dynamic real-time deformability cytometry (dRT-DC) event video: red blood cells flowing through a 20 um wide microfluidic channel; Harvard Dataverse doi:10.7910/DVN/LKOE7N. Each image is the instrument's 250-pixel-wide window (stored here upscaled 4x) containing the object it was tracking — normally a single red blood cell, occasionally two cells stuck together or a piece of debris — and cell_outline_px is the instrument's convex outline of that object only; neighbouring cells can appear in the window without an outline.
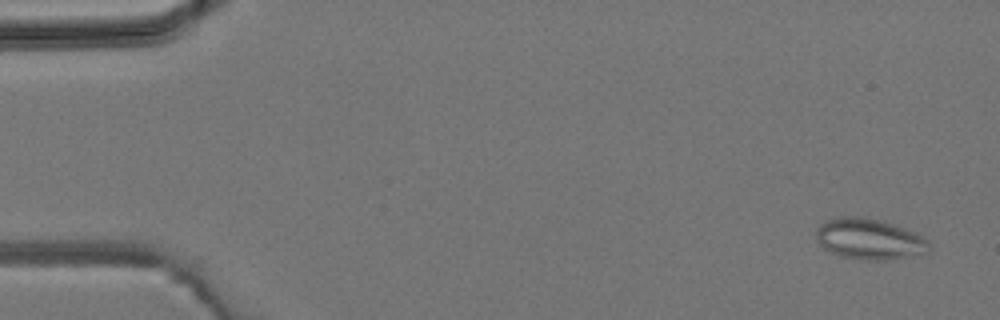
{"species": "common noctule bat (a hibernating species)", "species_latin": "Nyctalus noctula", "temperature_condition": "room temperature", "stored_images_in_passage": 4, "camera_frame_rate_fps": 3000, "um_per_image_px": 0.085, "animal": {"sex": "male", "body_mass_g": 19.2, "forearm_length_mm": 51.8}, "frame": {"image": 1, "passage_image": 1, "time_ms": 0.0, "image_size_px": [1000, 320], "cell_outline_px": [[928, 248], [920, 252], [904, 256], [884, 260], [864, 260], [840, 256], [824, 248], [816, 240], [816, 232], [820, 224], [824, 220], [836, 216], [860, 216], [880, 220], [904, 228], [924, 236], [928, 240]], "centroid_in_image_um": [73.8, 20.28], "position_along_channel_um": 11.2, "area_um2": 26.53}}